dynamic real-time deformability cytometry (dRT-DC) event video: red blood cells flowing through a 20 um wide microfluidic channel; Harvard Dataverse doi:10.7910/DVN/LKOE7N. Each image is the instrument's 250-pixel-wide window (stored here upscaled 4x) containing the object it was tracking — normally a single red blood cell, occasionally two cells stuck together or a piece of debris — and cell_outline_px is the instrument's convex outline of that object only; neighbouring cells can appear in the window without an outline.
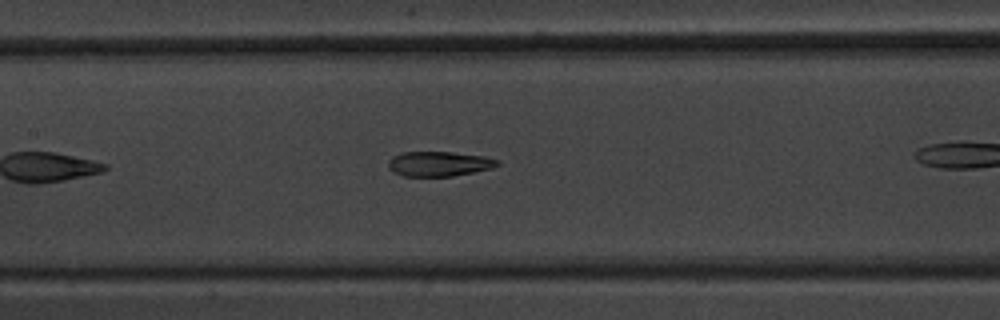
{"species": "common noctule bat (a hibernating species)", "species_latin": "Nyctalus noctula", "temperature_condition": "warm", "stored_images_in_passage": 23, "camera_frame_rate_fps": 3000, "um_per_image_px": 0.085, "animal": {"sex": "male", "body_mass_g": 20.1, "forearm_length_mm": 53.5}, "frame": {"image": 1, "passage_image": 7, "time_ms": 2.0, "image_size_px": [1000, 320], "cell_outline_px": [[500, 164], [492, 168], [452, 176], [404, 176], [392, 172], [388, 168], [388, 160], [392, 156], [400, 152], [452, 152], [484, 156], [500, 160]], "centroid_in_image_um": [37.29, 13.92], "position_along_channel_um": 170.1, "area_um2": 15.9}}